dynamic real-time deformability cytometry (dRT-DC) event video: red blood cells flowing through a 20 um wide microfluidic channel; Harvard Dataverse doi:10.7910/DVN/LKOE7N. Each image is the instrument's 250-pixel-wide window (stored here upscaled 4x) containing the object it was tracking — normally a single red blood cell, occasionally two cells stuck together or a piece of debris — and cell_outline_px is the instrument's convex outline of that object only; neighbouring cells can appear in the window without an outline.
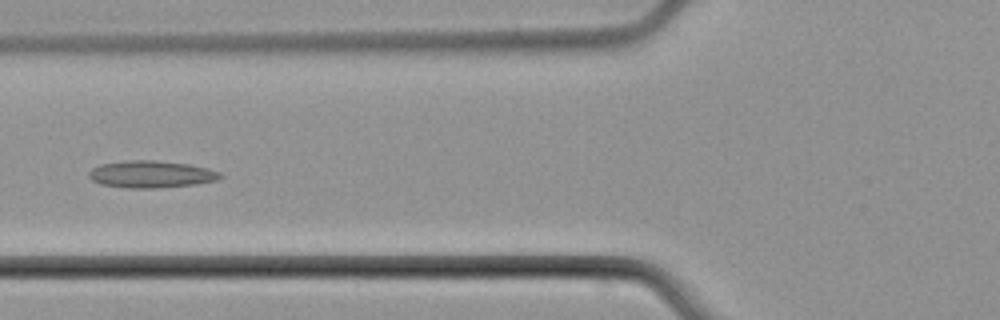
{"species": "common noctule bat (a hibernating species)", "species_latin": "Nyctalus noctula", "temperature_condition": "cold", "stored_images_in_passage": 6, "camera_frame_rate_fps": 3000, "um_per_image_px": 0.085, "animal": {"sex": "male", "body_mass_g": 21.5, "forearm_length_mm": 52.0}, "frame": {"image": 1, "passage_image": 6, "time_ms": 6.0, "image_size_px": [1000, 320], "cell_outline_px": [[224, 176], [216, 180], [196, 184], [156, 188], [128, 188], [100, 184], [92, 180], [88, 176], [88, 172], [92, 168], [100, 164], [124, 160], [156, 160], [188, 164], [208, 168], [220, 172]], "centroid_in_image_um": [12.83, 14.8], "position_along_channel_um": 113.0, "area_um2": 20.87}}